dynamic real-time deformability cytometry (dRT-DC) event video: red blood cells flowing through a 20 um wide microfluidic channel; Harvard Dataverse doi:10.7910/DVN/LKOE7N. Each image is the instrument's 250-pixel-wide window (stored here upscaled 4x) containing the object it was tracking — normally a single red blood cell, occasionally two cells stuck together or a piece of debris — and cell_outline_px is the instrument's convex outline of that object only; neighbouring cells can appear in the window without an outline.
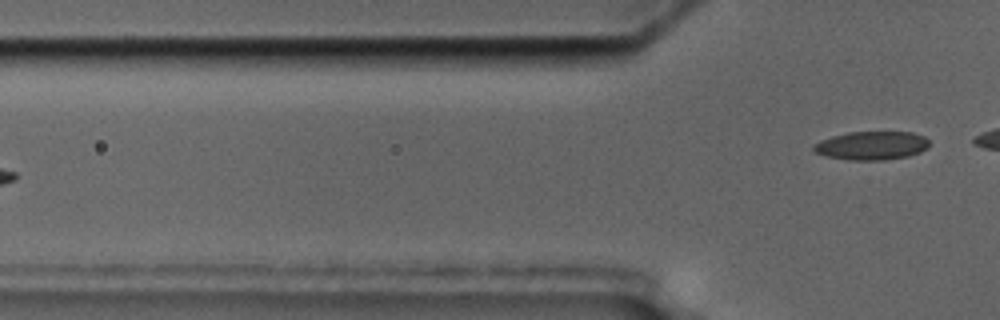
{"species": "common noctule bat (a hibernating species)", "species_latin": "Nyctalus noctula", "temperature_condition": "cold", "stored_images_in_passage": 7, "segment_of_instrument_passage": [2, 2], "camera_frame_rate_fps": 3000, "um_per_image_px": 0.085, "animal": {"sex": "male", "body_mass_g": 17.5, "forearm_length_mm": 52.3}, "frame": {"image": 1, "passage_image": 7, "time_ms": 7.333, "image_size_px": [1000, 320], "cell_outline_px": [[928, 148], [920, 152], [908, 156], [884, 160], [848, 160], [824, 156], [812, 152], [812, 144], [820, 140], [832, 136], [848, 132], [912, 132], [924, 136], [928, 140]], "centroid_in_image_um": [74.03, 12.38], "position_along_channel_um": 51.8, "area_um2": 19.48}}